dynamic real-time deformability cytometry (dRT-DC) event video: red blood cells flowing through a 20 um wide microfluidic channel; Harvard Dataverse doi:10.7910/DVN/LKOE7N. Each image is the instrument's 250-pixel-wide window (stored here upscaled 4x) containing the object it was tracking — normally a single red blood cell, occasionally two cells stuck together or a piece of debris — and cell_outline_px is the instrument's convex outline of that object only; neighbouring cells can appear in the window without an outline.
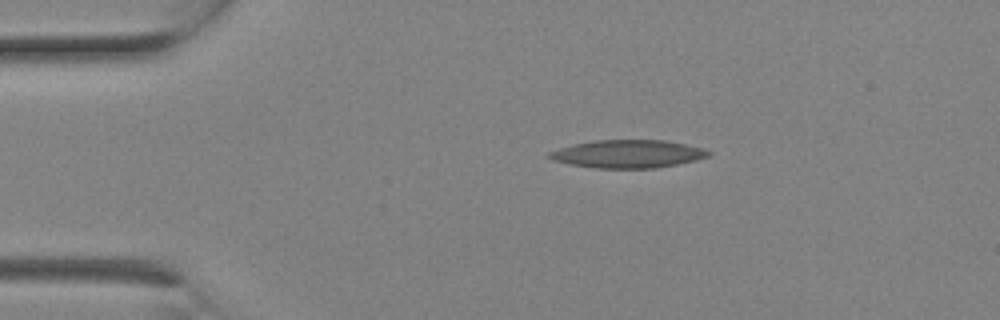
{"species": "Egyptian fruit bat (a non-hibernating species)", "species_latin": "Rousettus aegyptiacus", "temperature_condition": "room temperature", "stored_images_in_passage": 1, "camera_frame_rate_fps": 3000, "um_per_image_px": 0.085, "animal": {"sex": "female"}, "frame": {"image": 1, "passage_image": 1, "time_ms": 0.0, "image_size_px": [1000, 320], "cell_outline_px": [[712, 152], [708, 156], [696, 160], [656, 168], [596, 168], [568, 164], [552, 160], [548, 156], [548, 152], [572, 144], [596, 140], [664, 140], [704, 148]], "centroid_in_image_um": [53.35, 13.08], "position_along_channel_um": 31.6, "area_um2": 25.89}}